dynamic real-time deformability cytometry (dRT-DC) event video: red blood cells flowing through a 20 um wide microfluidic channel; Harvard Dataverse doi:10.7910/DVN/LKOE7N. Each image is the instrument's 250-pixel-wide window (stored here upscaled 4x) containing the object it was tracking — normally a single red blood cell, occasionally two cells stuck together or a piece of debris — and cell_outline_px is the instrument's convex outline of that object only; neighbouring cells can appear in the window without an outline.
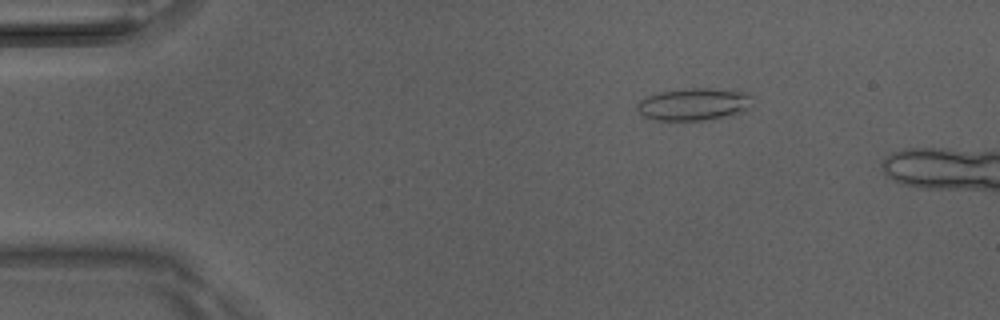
{"species": "Egyptian fruit bat (a non-hibernating species)", "species_latin": "Rousettus aegyptiacus", "temperature_condition": "room temperature", "stored_images_in_passage": 6, "camera_frame_rate_fps": 3000, "um_per_image_px": 0.085, "animal": {"sex": "male"}, "frame": {"image": 1, "passage_image": 2, "time_ms": 0.333, "image_size_px": [1000, 320], "cell_outline_px": [[752, 108], [732, 116], [704, 120], [656, 120], [644, 116], [636, 108], [636, 104], [640, 100], [648, 96], [660, 92], [684, 88], [736, 88], [748, 92], [752, 96]], "centroid_in_image_um": [59.1, 8.84], "position_along_channel_um": 25.9, "area_um2": 22.43}}